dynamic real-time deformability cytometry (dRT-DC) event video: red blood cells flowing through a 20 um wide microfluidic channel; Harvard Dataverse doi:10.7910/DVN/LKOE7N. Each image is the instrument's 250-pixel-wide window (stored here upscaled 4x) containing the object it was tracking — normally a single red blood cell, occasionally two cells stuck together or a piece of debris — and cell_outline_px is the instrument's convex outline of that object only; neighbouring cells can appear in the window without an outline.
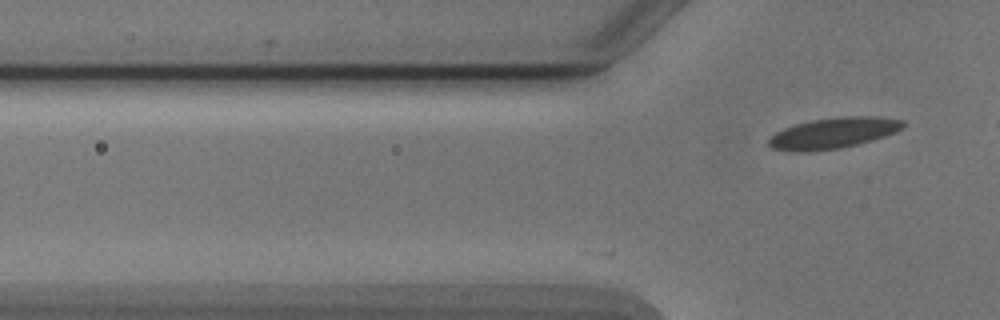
{"species": "Egyptian fruit bat (a non-hibernating species)", "species_latin": "Rousettus aegyptiacus", "temperature_condition": "cold", "stored_images_in_passage": 9, "camera_frame_rate_fps": 3000, "um_per_image_px": 0.085, "animal": {"sex": "male"}, "frame": {"image": 1, "passage_image": 9, "time_ms": 2.667, "image_size_px": [1000, 320], "cell_outline_px": [[904, 124], [896, 132], [872, 140], [840, 148], [812, 152], [792, 152], [772, 148], [768, 144], [768, 140], [776, 132], [784, 128], [796, 124], [812, 120], [840, 116], [872, 116], [904, 120]], "centroid_in_image_um": [70.8, 11.32], "position_along_channel_um": 55.0, "area_um2": 24.1}}